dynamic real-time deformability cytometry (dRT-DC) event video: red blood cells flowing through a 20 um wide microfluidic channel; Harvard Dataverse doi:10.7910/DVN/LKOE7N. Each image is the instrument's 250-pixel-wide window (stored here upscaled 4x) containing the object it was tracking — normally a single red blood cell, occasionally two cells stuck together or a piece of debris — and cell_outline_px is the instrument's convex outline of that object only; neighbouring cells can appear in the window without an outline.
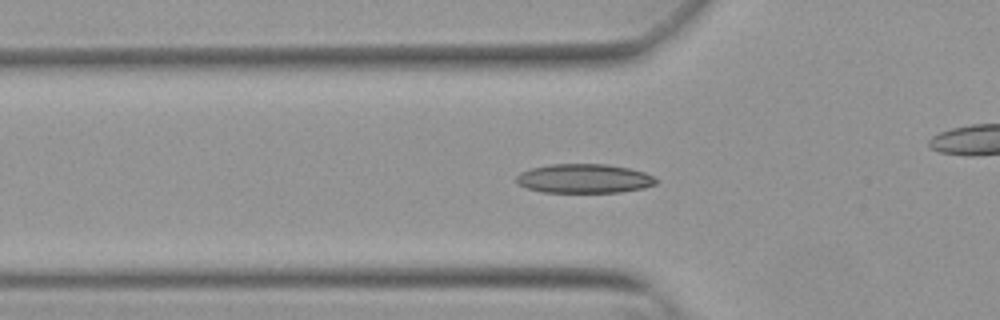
{"species": "Egyptian fruit bat (a non-hibernating species)", "species_latin": "Rousettus aegyptiacus", "temperature_condition": "warm", "stored_images_in_passage": 54, "camera_frame_rate_fps": 3000, "um_per_image_px": 0.085, "animal": {"sex": "female"}, "frame": {"image": 1, "passage_image": 18, "time_ms": 5.667, "image_size_px": [1000, 320], "cell_outline_px": [[656, 184], [644, 188], [620, 192], [540, 192], [516, 184], [516, 176], [520, 172], [532, 168], [552, 164], [608, 164], [628, 168], [644, 172], [652, 176], [656, 180]], "centroid_in_image_um": [49.62, 15.18], "position_along_channel_um": 76.2, "area_um2": 23.7}}
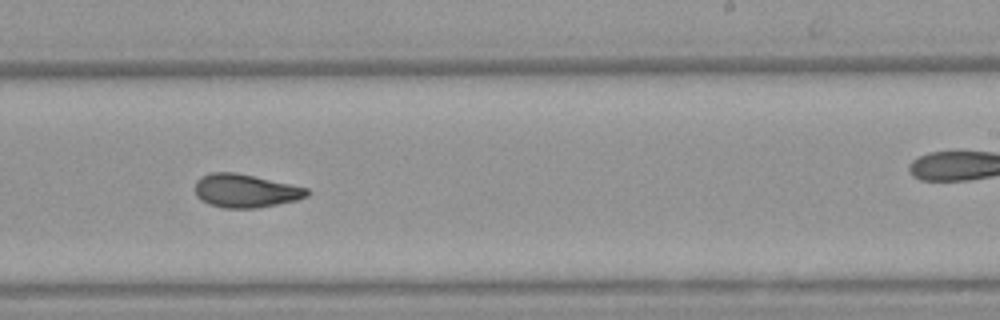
{"frame": {"image": 2, "passage_image": 33, "time_ms": 10.667, "image_size_px": [1000, 320], "cell_outline_px": [[308, 196], [296, 200], [256, 208], [224, 208], [208, 204], [200, 200], [196, 196], [196, 180], [200, 176], [212, 172], [236, 172], [308, 188]], "centroid_in_image_um": [20.82, 16.21], "position_along_channel_um": 268.2, "area_um2": 21.73}}
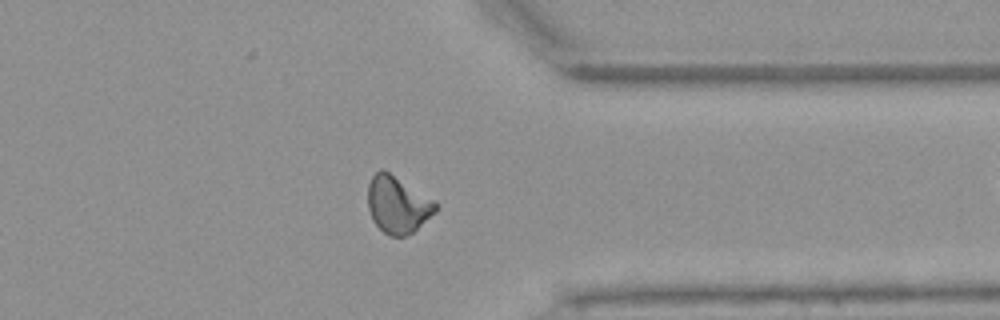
{"frame": {"image": 3, "passage_image": 42, "time_ms": 13.667, "image_size_px": [1000, 320], "cell_outline_px": [[436, 212], [412, 232], [404, 236], [388, 236], [372, 220], [368, 208], [368, 184], [372, 176], [380, 168], [388, 172], [432, 200], [436, 204]], "centroid_in_image_um": [33.75, 17.41], "position_along_channel_um": 377.7, "area_um2": 21.91}, "authors_computed_cell_mechanics": {"area_um2": 21.7328, "velocity_mm_per_s": 3.8421, "shape_relaxation_time_tau1_ms": null, "shape_relaxation_time_tau2_ms": 2.0069, "deformation_change_tau1": null, "deformation_change_tau2": 0.0734}}